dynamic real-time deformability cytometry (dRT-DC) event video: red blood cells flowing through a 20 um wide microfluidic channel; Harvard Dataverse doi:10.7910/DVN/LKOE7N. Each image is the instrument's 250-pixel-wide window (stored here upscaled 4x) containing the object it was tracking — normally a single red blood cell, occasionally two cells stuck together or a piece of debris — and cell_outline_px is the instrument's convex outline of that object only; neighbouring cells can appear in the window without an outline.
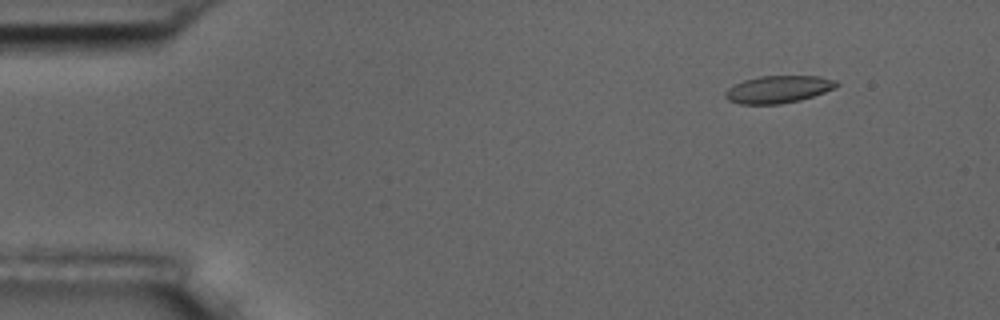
{"species": "common noctule bat (a hibernating species)", "species_latin": "Nyctalus noctula", "temperature_condition": "room temperature", "stored_images_in_passage": 4, "camera_frame_rate_fps": 3000, "um_per_image_px": 0.085, "animal": {"sex": "male", "body_mass_g": 17.5, "forearm_length_mm": 52.3}, "frame": {"image": 1, "passage_image": 2, "time_ms": 1.0, "image_size_px": [1000, 320], "cell_outline_px": [[840, 84], [824, 92], [800, 100], [780, 104], [740, 104], [728, 100], [724, 96], [724, 92], [728, 88], [744, 80], [760, 76], [820, 76], [836, 80]], "centroid_in_image_um": [66.13, 7.59], "position_along_channel_um": 18.9, "area_um2": 17.63}}
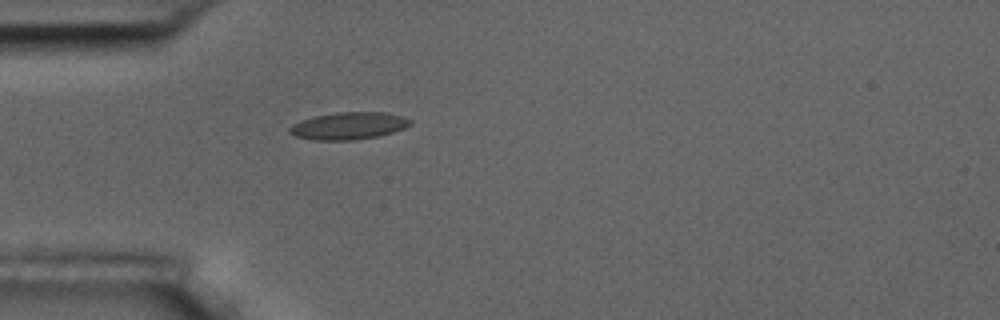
{"frame": {"image": 2, "passage_image": 4, "time_ms": 4.333, "image_size_px": [1000, 320], "cell_outline_px": [[412, 124], [404, 128], [392, 132], [376, 136], [352, 140], [312, 140], [296, 136], [288, 132], [288, 128], [292, 124], [300, 120], [312, 116], [336, 112], [384, 112], [400, 116], [412, 120]], "centroid_in_image_um": [29.58, 10.69], "position_along_channel_um": 55.4, "area_um2": 19.19}}